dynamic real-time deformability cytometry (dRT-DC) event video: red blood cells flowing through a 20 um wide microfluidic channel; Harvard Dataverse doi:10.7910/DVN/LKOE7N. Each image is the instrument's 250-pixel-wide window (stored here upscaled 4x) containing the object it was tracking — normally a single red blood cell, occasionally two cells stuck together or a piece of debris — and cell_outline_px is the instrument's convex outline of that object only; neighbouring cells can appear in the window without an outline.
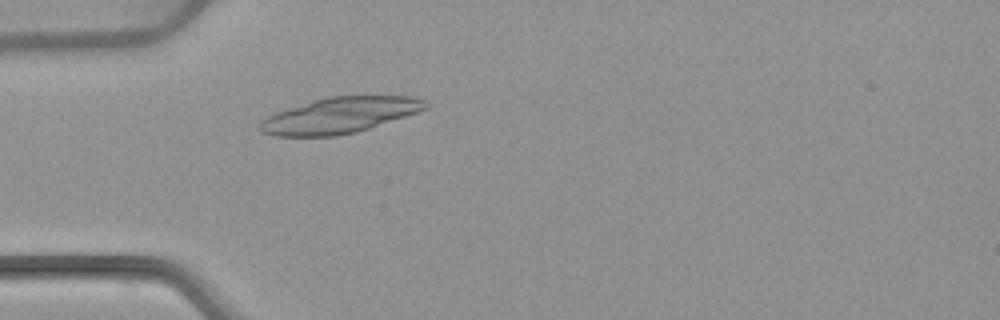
{"species": "common noctule bat (a hibernating species)", "species_latin": "Nyctalus noctula", "temperature_condition": "warm", "stored_images_in_passage": 4, "camera_frame_rate_fps": 3000, "um_per_image_px": 0.085, "animal": {"sex": "female", "body_mass_g": 22.7, "forearm_length_mm": 54.2}, "frame": {"image": 1, "passage_image": 4, "time_ms": 3.667, "image_size_px": [1000, 320], "cell_outline_px": [[428, 108], [420, 112], [356, 132], [336, 136], [276, 136], [260, 132], [260, 120], [276, 112], [328, 96], [412, 96], [428, 100]], "centroid_in_image_um": [28.93, 9.8], "position_along_channel_um": 56.1, "area_um2": 34.51}}